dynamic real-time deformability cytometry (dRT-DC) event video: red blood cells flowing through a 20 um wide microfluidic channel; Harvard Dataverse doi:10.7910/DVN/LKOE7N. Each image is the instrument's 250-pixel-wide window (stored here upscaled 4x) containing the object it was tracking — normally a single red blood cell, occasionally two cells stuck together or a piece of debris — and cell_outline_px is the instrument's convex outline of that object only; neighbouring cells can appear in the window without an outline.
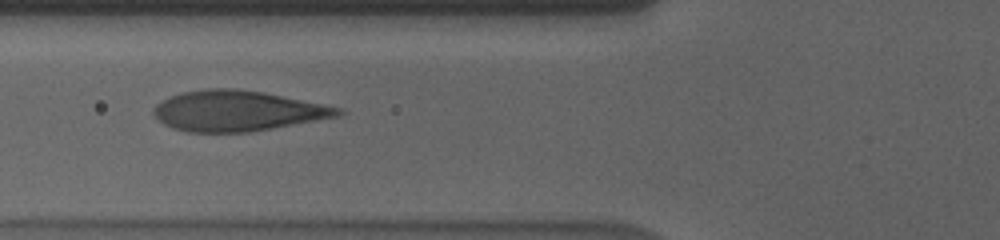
{"species": "human", "species_latin": "Homo sapiens", "temperature_condition": "cold", "stored_images_in_passage": 56, "camera_frame_rate_fps": 3000, "um_per_image_px": 0.085, "donor": {"sex": "male"}, "frame": {"image": 1, "passage_image": 21, "time_ms": 6.667, "image_size_px": [1000, 240], "cell_outline_px": [[348, 112], [340, 116], [272, 128], [248, 132], [188, 132], [172, 128], [164, 124], [152, 112], [152, 108], [156, 104], [180, 92], [204, 88], [236, 88], [264, 92], [340, 108]], "centroid_in_image_um": [20.16, 9.42], "position_along_channel_um": 105.6, "area_um2": 43.35}}
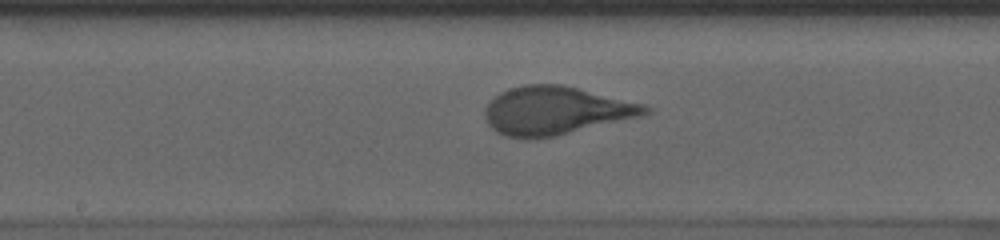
{"frame": {"image": 2, "passage_image": 29, "time_ms": 9.333, "image_size_px": [1000, 240], "cell_outline_px": [[648, 112], [640, 116], [556, 136], [536, 140], [524, 140], [504, 136], [496, 132], [488, 124], [484, 116], [484, 112], [488, 104], [500, 92], [508, 88], [524, 84], [560, 84], [644, 104], [648, 108]], "centroid_in_image_um": [47.15, 9.43], "position_along_channel_um": 201.1, "area_um2": 44.97}}
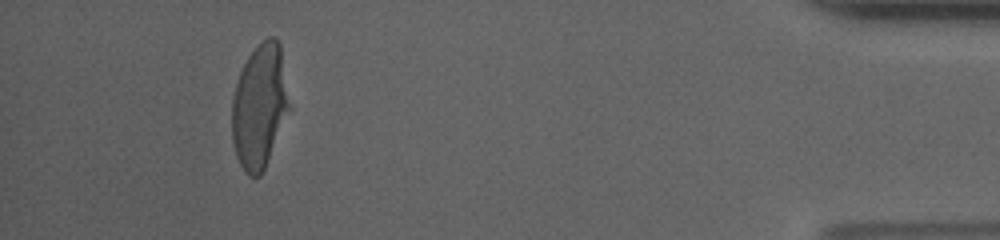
{"frame": {"image": 3, "passage_image": 52, "time_ms": 17.0, "image_size_px": [1000, 240], "cell_outline_px": [[288, 108], [264, 168], [260, 176], [248, 176], [244, 172], [236, 156], [232, 140], [232, 100], [236, 84], [240, 72], [248, 56], [256, 44], [268, 36], [276, 36], [280, 44], [288, 104]], "centroid_in_image_um": [22.01, 8.99], "position_along_channel_um": 413.2, "area_um2": 40.46}, "authors_computed_cell_mechanics": {"area_um2": 43.0899, "velocity_mm_per_s": 3.5713, "shape_relaxation_time_tau1_ms": 3.8559, "shape_relaxation_time_tau2_ms": null, "deformation_change_tau1": 0.1893, "deformation_change_tau2": null}}